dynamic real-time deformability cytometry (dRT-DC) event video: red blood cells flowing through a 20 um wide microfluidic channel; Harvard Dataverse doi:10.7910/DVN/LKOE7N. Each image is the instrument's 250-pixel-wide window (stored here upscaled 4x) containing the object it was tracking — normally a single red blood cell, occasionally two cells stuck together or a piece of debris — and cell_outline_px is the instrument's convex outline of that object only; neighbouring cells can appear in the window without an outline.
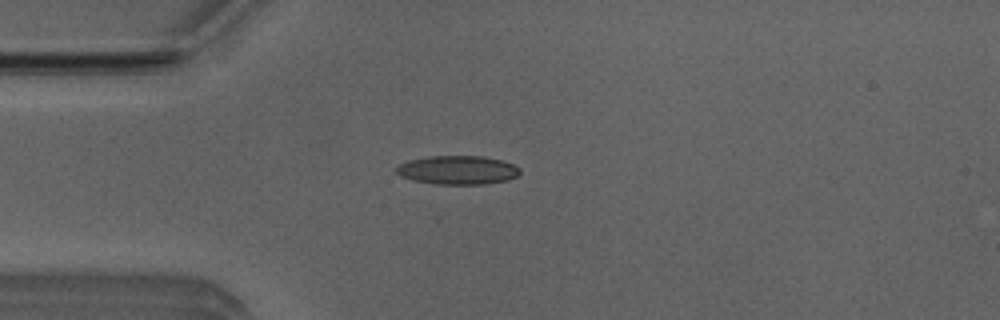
{"species": "Egyptian fruit bat (a non-hibernating species)", "species_latin": "Rousettus aegyptiacus", "temperature_condition": "room temperature", "stored_images_in_passage": 4, "camera_frame_rate_fps": 3000, "um_per_image_px": 0.085, "animal": {"sex": "male"}, "frame": {"image": 1, "passage_image": 3, "time_ms": 0.667, "image_size_px": [1000, 320], "cell_outline_px": [[520, 172], [516, 176], [508, 180], [484, 184], [436, 184], [412, 180], [400, 176], [396, 172], [396, 168], [400, 164], [408, 160], [428, 156], [480, 156], [500, 160], [512, 164], [520, 168]], "centroid_in_image_um": [38.88, 14.45], "position_along_channel_um": 46.1, "area_um2": 20.63}}